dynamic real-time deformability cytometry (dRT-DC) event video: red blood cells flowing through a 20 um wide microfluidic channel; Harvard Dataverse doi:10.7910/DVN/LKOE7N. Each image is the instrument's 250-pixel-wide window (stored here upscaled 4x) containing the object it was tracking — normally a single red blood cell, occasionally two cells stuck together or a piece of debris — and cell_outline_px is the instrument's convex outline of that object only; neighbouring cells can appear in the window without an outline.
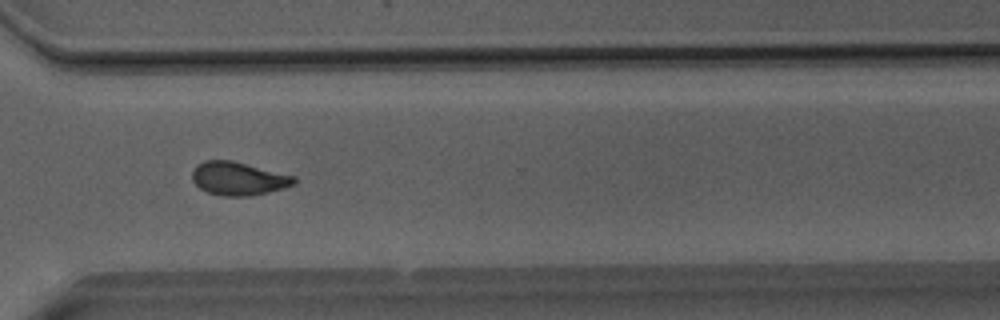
{"species": "Egyptian fruit bat (a non-hibernating species)", "species_latin": "Rousettus aegyptiacus", "temperature_condition": "room temperature", "stored_images_in_passage": 52, "camera_frame_rate_fps": 3000, "um_per_image_px": 0.085, "animal": {"sex": "male"}, "frame": {"image": 1, "passage_image": 38, "time_ms": 12.333, "image_size_px": [1000, 320], "cell_outline_px": [[296, 184], [284, 188], [268, 192], [248, 196], [220, 196], [208, 192], [200, 188], [192, 180], [192, 168], [196, 164], [204, 160], [232, 160], [296, 176]], "centroid_in_image_um": [20.25, 15.17], "position_along_channel_um": 350.3, "area_um2": 20.0}}
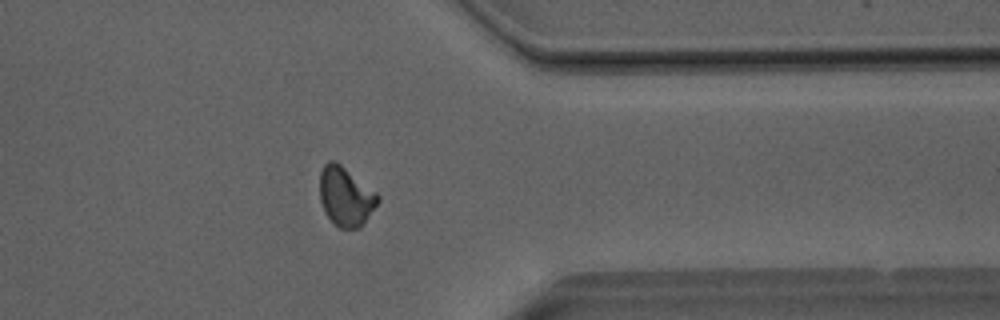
{"frame": {"image": 2, "passage_image": 41, "time_ms": 13.333, "image_size_px": [1000, 320], "cell_outline_px": [[380, 200], [360, 228], [340, 228], [324, 212], [320, 200], [320, 172], [324, 164], [328, 160], [336, 160], [376, 192], [380, 196]], "centroid_in_image_um": [29.37, 16.67], "position_along_channel_um": 382.0, "area_um2": 20.0}}
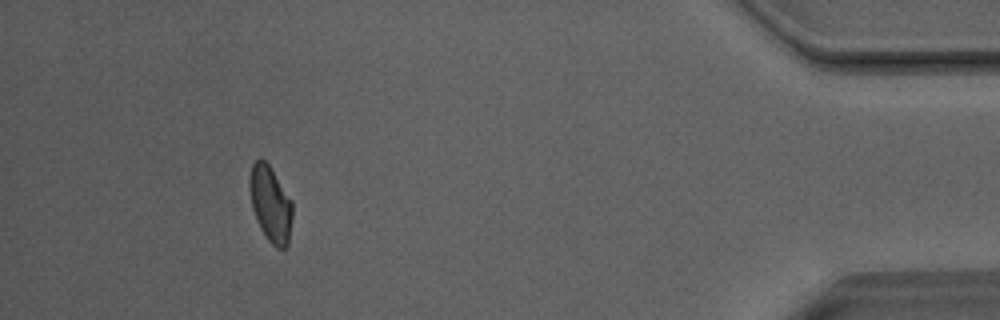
{"frame": {"image": 3, "passage_image": 47, "time_ms": 15.333, "image_size_px": [1000, 320], "cell_outline_px": [[292, 216], [288, 248], [276, 248], [268, 240], [260, 228], [256, 220], [252, 208], [248, 184], [248, 176], [252, 164], [260, 156], [268, 164], [292, 200]], "centroid_in_image_um": [22.97, 17.33], "position_along_channel_um": 412.2, "area_um2": 19.19}, "authors_computed_cell_mechanics": {"area_um2": 19.9988, "velocity_mm_per_s": 4.0692, "shape_relaxation_time_tau1_ms": 9.833, "shape_relaxation_time_tau2_ms": 2.3526, "deformation_change_tau1": 0.1741, "deformation_change_tau2": 0.0817}}